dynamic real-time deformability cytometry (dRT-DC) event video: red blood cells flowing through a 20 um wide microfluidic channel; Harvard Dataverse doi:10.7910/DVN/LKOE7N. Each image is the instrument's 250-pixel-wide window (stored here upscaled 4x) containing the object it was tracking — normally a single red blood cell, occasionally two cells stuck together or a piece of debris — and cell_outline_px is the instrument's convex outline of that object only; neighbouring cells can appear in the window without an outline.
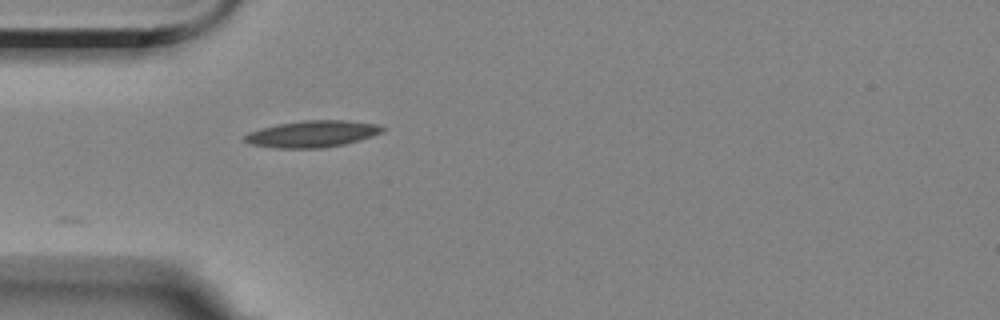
{"species": "Egyptian fruit bat (a non-hibernating species)", "species_latin": "Rousettus aegyptiacus", "temperature_condition": "room temperature", "stored_images_in_passage": 4, "camera_frame_rate_fps": 3000, "um_per_image_px": 0.085, "animal": {"sex": "female"}, "frame": {"image": 1, "passage_image": 4, "time_ms": 4.667, "image_size_px": [1000, 320], "cell_outline_px": [[388, 128], [384, 132], [360, 140], [344, 144], [324, 148], [276, 148], [252, 144], [244, 140], [244, 136], [248, 132], [280, 124], [304, 120], [348, 120], [380, 124]], "centroid_in_image_um": [26.65, 11.38], "position_along_channel_um": 58.4, "area_um2": 21.44}}